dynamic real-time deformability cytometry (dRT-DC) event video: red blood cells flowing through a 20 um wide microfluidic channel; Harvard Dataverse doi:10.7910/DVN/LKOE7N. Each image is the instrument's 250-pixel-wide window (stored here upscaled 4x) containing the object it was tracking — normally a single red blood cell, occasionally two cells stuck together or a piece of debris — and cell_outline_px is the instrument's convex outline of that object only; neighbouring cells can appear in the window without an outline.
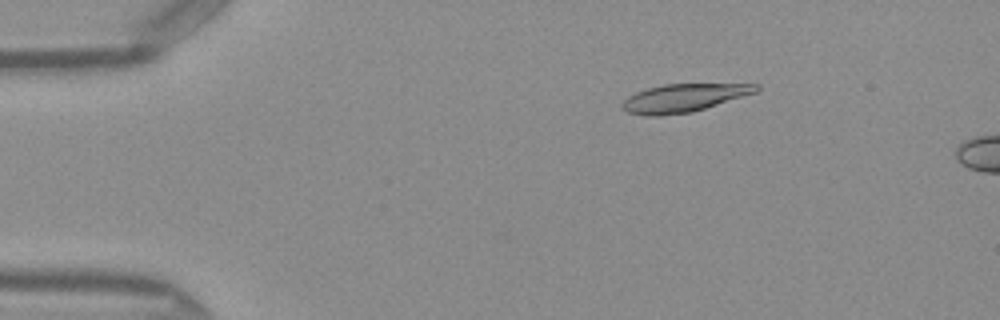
{"species": "Egyptian fruit bat (a non-hibernating species)", "species_latin": "Rousettus aegyptiacus", "temperature_condition": "warm", "stored_images_in_passage": 14, "camera_frame_rate_fps": 3000, "um_per_image_px": 0.085, "frame": {"image": 1, "passage_image": 8, "time_ms": 2.333, "image_size_px": [1000, 320], "cell_outline_px": [[760, 88], [756, 92], [692, 112], [660, 116], [644, 116], [628, 112], [620, 108], [620, 104], [628, 96], [636, 92], [648, 88], [664, 84], [760, 84]], "centroid_in_image_um": [58.06, 8.33], "position_along_channel_um": 26.9, "area_um2": 21.85}}